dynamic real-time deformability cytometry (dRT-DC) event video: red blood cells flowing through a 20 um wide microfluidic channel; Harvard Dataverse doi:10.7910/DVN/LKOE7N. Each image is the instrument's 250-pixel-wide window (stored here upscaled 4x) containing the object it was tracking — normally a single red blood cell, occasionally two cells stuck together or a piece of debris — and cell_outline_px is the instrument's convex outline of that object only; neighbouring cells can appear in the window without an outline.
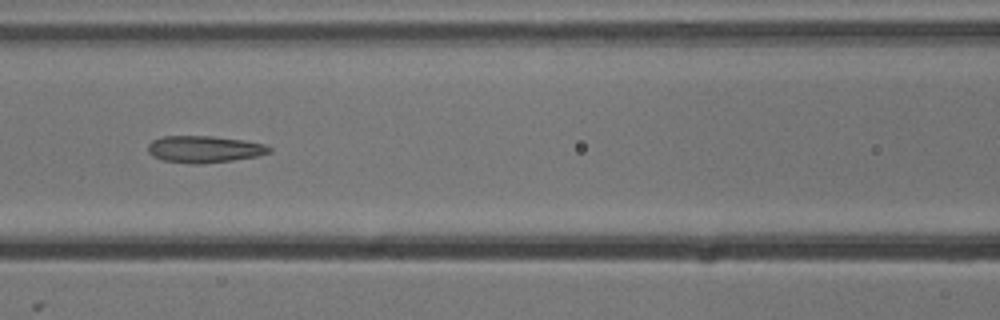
{"species": "common noctule bat (a hibernating species)", "species_latin": "Nyctalus noctula", "temperature_condition": "cold", "stored_images_in_passage": 7, "camera_frame_rate_fps": 3000, "um_per_image_px": 0.085, "animal": {"sex": "male", "body_mass_g": 13.3}, "frame": {"image": 1, "passage_image": 5, "time_ms": 1.333, "image_size_px": [1000, 320], "cell_outline_px": [[272, 152], [260, 156], [232, 160], [200, 164], [192, 164], [164, 160], [152, 156], [148, 152], [148, 144], [152, 140], [164, 136], [212, 136], [244, 140], [264, 144], [272, 148]], "centroid_in_image_um": [17.39, 12.68], "position_along_channel_um": 149.2, "area_um2": 19.07}}
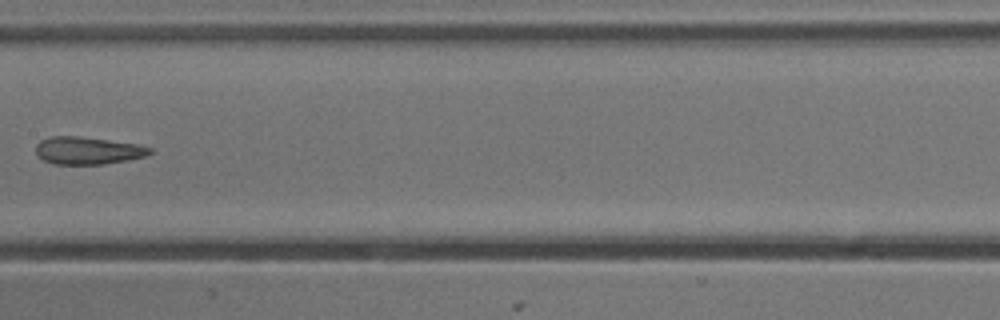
{"frame": {"image": 2, "passage_image": 6, "time_ms": 1.667, "image_size_px": [1000, 320], "cell_outline_px": [[152, 152], [148, 156], [128, 160], [104, 164], [52, 164], [36, 156], [36, 144], [40, 140], [48, 136], [80, 136], [140, 144], [152, 148]], "centroid_in_image_um": [7.47, 12.79], "position_along_channel_um": 199.9, "area_um2": 18.61}}
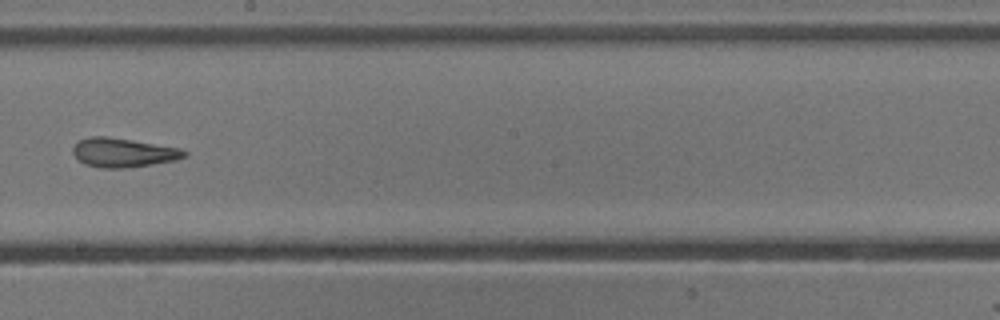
{"frame": {"image": 3, "passage_image": 7, "time_ms": 2.0, "image_size_px": [1000, 320], "cell_outline_px": [[188, 156], [176, 160], [152, 164], [124, 168], [100, 168], [84, 164], [72, 152], [72, 148], [80, 140], [88, 136], [104, 136], [132, 140], [180, 148], [188, 152]], "centroid_in_image_um": [10.49, 12.97], "position_along_channel_um": 237.7, "area_um2": 18.84}}